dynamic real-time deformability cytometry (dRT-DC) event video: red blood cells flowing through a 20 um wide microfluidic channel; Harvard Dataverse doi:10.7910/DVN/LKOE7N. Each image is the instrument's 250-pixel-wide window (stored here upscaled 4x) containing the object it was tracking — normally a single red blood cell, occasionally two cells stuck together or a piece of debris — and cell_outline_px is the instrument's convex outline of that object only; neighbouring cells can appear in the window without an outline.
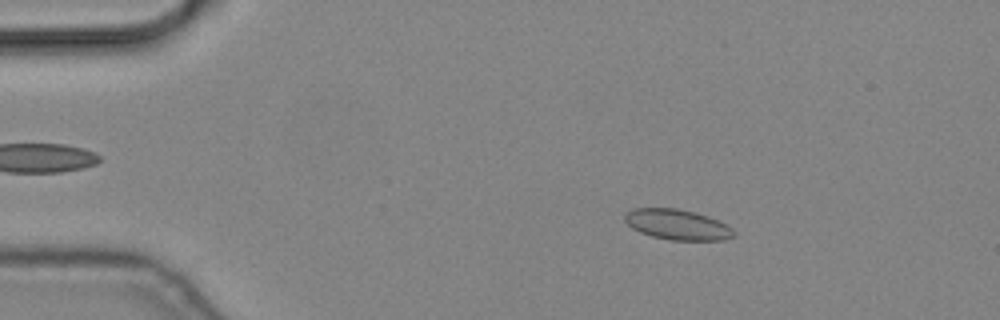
{"species": "common noctule bat (a hibernating species)", "species_latin": "Nyctalus noctula", "temperature_condition": "cold", "stored_images_in_passage": 3, "camera_frame_rate_fps": 3000, "um_per_image_px": 0.085, "animal": {"sex": "male", "body_mass_g": 19.2, "forearm_length_mm": 51.8}, "frame": {"image": 1, "passage_image": 1, "time_ms": 0.0, "image_size_px": [1000, 320], "cell_outline_px": [[736, 236], [724, 240], [672, 240], [652, 236], [640, 232], [632, 228], [624, 220], [624, 216], [632, 208], [676, 208], [696, 212], [708, 216], [728, 224], [736, 232]], "centroid_in_image_um": [57.62, 19.09], "position_along_channel_um": 27.4, "area_um2": 19.48}}